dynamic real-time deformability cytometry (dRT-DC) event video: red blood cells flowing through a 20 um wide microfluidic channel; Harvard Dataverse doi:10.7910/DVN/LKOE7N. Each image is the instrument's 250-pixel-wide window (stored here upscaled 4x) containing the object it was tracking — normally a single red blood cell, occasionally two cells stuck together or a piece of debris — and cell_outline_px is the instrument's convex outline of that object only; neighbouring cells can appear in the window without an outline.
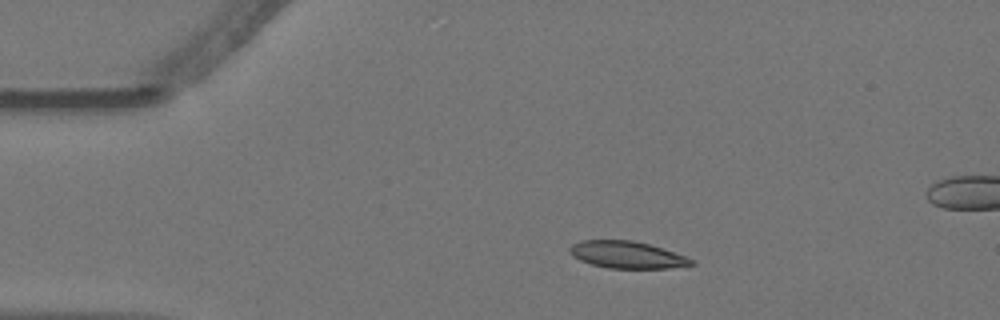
{"species": "Egyptian fruit bat (a non-hibernating species)", "species_latin": "Rousettus aegyptiacus", "temperature_condition": "warm", "stored_images_in_passage": 47, "segment_of_instrument_passage": [1, 2], "camera_frame_rate_fps": 3000, "um_per_image_px": 0.085, "animal": {"sex": "female"}, "frame": {"image": 1, "passage_image": 1, "time_ms": 0.0, "image_size_px": [1000, 320], "cell_outline_px": [[696, 264], [668, 268], [608, 268], [592, 264], [580, 260], [572, 256], [568, 252], [568, 248], [572, 244], [584, 240], [632, 240], [648, 244], [684, 256], [692, 260]], "centroid_in_image_um": [53.23, 21.65], "position_along_channel_um": 31.8, "area_um2": 18.9}}
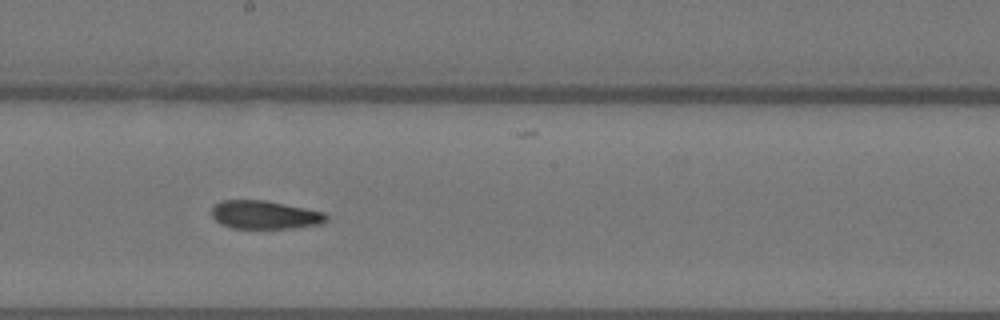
{"frame": {"image": 2, "passage_image": 21, "time_ms": 6.667, "image_size_px": [1000, 320], "cell_outline_px": [[328, 220], [320, 224], [292, 228], [232, 228], [220, 224], [212, 216], [212, 208], [220, 200], [264, 200], [324, 212], [328, 216]], "centroid_in_image_um": [22.5, 18.26], "position_along_channel_um": 225.7, "area_um2": 18.84}}
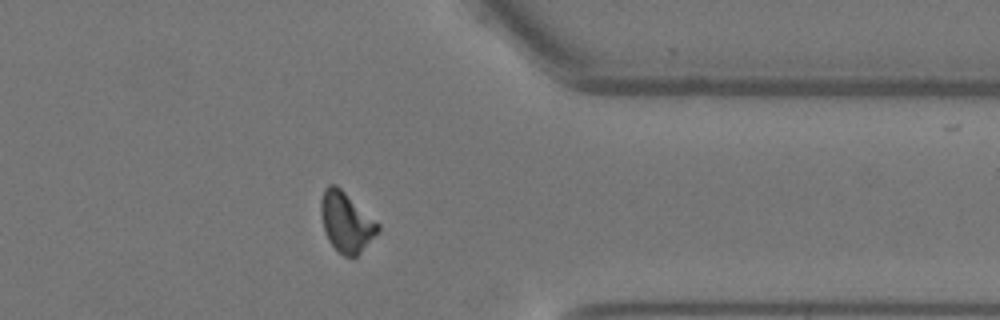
{"frame": {"image": 3, "passage_image": 35, "time_ms": 11.333, "image_size_px": [1000, 320], "cell_outline_px": [[380, 232], [356, 256], [344, 256], [328, 240], [324, 228], [320, 212], [320, 200], [324, 188], [328, 184], [336, 184], [380, 224]], "centroid_in_image_um": [29.43, 18.85], "position_along_channel_um": 382.0, "area_um2": 19.83}}